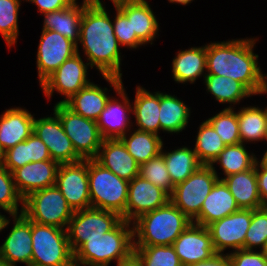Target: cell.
Segmentation results:
<instances>
[{"label":"cell","mask_w":267,"mask_h":266,"mask_svg":"<svg viewBox=\"0 0 267 266\" xmlns=\"http://www.w3.org/2000/svg\"><path fill=\"white\" fill-rule=\"evenodd\" d=\"M106 4L88 3L80 22L77 53L101 75L122 77L121 46L113 30L112 15ZM81 46V48H79ZM82 49V50H81ZM82 51V52H80Z\"/></svg>","instance_id":"obj_1"},{"label":"cell","mask_w":267,"mask_h":266,"mask_svg":"<svg viewBox=\"0 0 267 266\" xmlns=\"http://www.w3.org/2000/svg\"><path fill=\"white\" fill-rule=\"evenodd\" d=\"M259 37L206 43V74L225 76L242 83L254 96L264 92L267 73L255 53Z\"/></svg>","instance_id":"obj_2"},{"label":"cell","mask_w":267,"mask_h":266,"mask_svg":"<svg viewBox=\"0 0 267 266\" xmlns=\"http://www.w3.org/2000/svg\"><path fill=\"white\" fill-rule=\"evenodd\" d=\"M192 223L171 201L132 222L134 246L173 245Z\"/></svg>","instance_id":"obj_3"},{"label":"cell","mask_w":267,"mask_h":266,"mask_svg":"<svg viewBox=\"0 0 267 266\" xmlns=\"http://www.w3.org/2000/svg\"><path fill=\"white\" fill-rule=\"evenodd\" d=\"M133 251V225L123 219L101 238L87 239L74 252V263L76 266H109Z\"/></svg>","instance_id":"obj_4"},{"label":"cell","mask_w":267,"mask_h":266,"mask_svg":"<svg viewBox=\"0 0 267 266\" xmlns=\"http://www.w3.org/2000/svg\"><path fill=\"white\" fill-rule=\"evenodd\" d=\"M91 208L119 214L125 220L129 181L119 178L95 159H88Z\"/></svg>","instance_id":"obj_5"},{"label":"cell","mask_w":267,"mask_h":266,"mask_svg":"<svg viewBox=\"0 0 267 266\" xmlns=\"http://www.w3.org/2000/svg\"><path fill=\"white\" fill-rule=\"evenodd\" d=\"M32 266H76L66 229L31 221Z\"/></svg>","instance_id":"obj_6"},{"label":"cell","mask_w":267,"mask_h":266,"mask_svg":"<svg viewBox=\"0 0 267 266\" xmlns=\"http://www.w3.org/2000/svg\"><path fill=\"white\" fill-rule=\"evenodd\" d=\"M30 221L66 229L74 211L55 186L30 193L23 199V212Z\"/></svg>","instance_id":"obj_7"},{"label":"cell","mask_w":267,"mask_h":266,"mask_svg":"<svg viewBox=\"0 0 267 266\" xmlns=\"http://www.w3.org/2000/svg\"><path fill=\"white\" fill-rule=\"evenodd\" d=\"M52 110L59 117L76 153L83 160L95 159L104 140L97 122L74 113L63 103H55Z\"/></svg>","instance_id":"obj_8"},{"label":"cell","mask_w":267,"mask_h":266,"mask_svg":"<svg viewBox=\"0 0 267 266\" xmlns=\"http://www.w3.org/2000/svg\"><path fill=\"white\" fill-rule=\"evenodd\" d=\"M81 54L76 53L64 61L59 68L50 75L39 87L45 98L51 100L54 93L63 99L56 103H65L83 87L91 83L88 73L93 69Z\"/></svg>","instance_id":"obj_9"},{"label":"cell","mask_w":267,"mask_h":266,"mask_svg":"<svg viewBox=\"0 0 267 266\" xmlns=\"http://www.w3.org/2000/svg\"><path fill=\"white\" fill-rule=\"evenodd\" d=\"M122 220L119 214L103 209L88 208L74 211L66 228L72 252L74 253L87 239L101 238Z\"/></svg>","instance_id":"obj_10"},{"label":"cell","mask_w":267,"mask_h":266,"mask_svg":"<svg viewBox=\"0 0 267 266\" xmlns=\"http://www.w3.org/2000/svg\"><path fill=\"white\" fill-rule=\"evenodd\" d=\"M217 180L210 165H201L185 181L174 186L170 201L193 221Z\"/></svg>","instance_id":"obj_11"},{"label":"cell","mask_w":267,"mask_h":266,"mask_svg":"<svg viewBox=\"0 0 267 266\" xmlns=\"http://www.w3.org/2000/svg\"><path fill=\"white\" fill-rule=\"evenodd\" d=\"M76 53L75 42L58 32L42 29L35 56L39 86Z\"/></svg>","instance_id":"obj_12"},{"label":"cell","mask_w":267,"mask_h":266,"mask_svg":"<svg viewBox=\"0 0 267 266\" xmlns=\"http://www.w3.org/2000/svg\"><path fill=\"white\" fill-rule=\"evenodd\" d=\"M252 220V209L238 211L207 226L217 253L226 254L244 249L245 237ZM229 249V250H228Z\"/></svg>","instance_id":"obj_13"},{"label":"cell","mask_w":267,"mask_h":266,"mask_svg":"<svg viewBox=\"0 0 267 266\" xmlns=\"http://www.w3.org/2000/svg\"><path fill=\"white\" fill-rule=\"evenodd\" d=\"M55 186L61 191L73 211L91 208L88 159L60 164Z\"/></svg>","instance_id":"obj_14"},{"label":"cell","mask_w":267,"mask_h":266,"mask_svg":"<svg viewBox=\"0 0 267 266\" xmlns=\"http://www.w3.org/2000/svg\"><path fill=\"white\" fill-rule=\"evenodd\" d=\"M126 88L123 83L109 98L96 121L103 139H120L133 128L132 102Z\"/></svg>","instance_id":"obj_15"},{"label":"cell","mask_w":267,"mask_h":266,"mask_svg":"<svg viewBox=\"0 0 267 266\" xmlns=\"http://www.w3.org/2000/svg\"><path fill=\"white\" fill-rule=\"evenodd\" d=\"M101 78L107 82L110 88L100 86L92 81L64 104L74 113L86 119L97 121L100 113L104 110L109 98L112 96V93L110 94L111 89L116 92L123 85L121 77L101 75Z\"/></svg>","instance_id":"obj_16"},{"label":"cell","mask_w":267,"mask_h":266,"mask_svg":"<svg viewBox=\"0 0 267 266\" xmlns=\"http://www.w3.org/2000/svg\"><path fill=\"white\" fill-rule=\"evenodd\" d=\"M34 120L35 133L47 146L52 160L59 164L83 160L75 151L72 141L65 134L59 117L54 113Z\"/></svg>","instance_id":"obj_17"},{"label":"cell","mask_w":267,"mask_h":266,"mask_svg":"<svg viewBox=\"0 0 267 266\" xmlns=\"http://www.w3.org/2000/svg\"><path fill=\"white\" fill-rule=\"evenodd\" d=\"M170 195L150 181L137 176L129 181L125 221L132 223L141 215L164 206Z\"/></svg>","instance_id":"obj_18"},{"label":"cell","mask_w":267,"mask_h":266,"mask_svg":"<svg viewBox=\"0 0 267 266\" xmlns=\"http://www.w3.org/2000/svg\"><path fill=\"white\" fill-rule=\"evenodd\" d=\"M12 227L0 245V255L10 266H32L31 221L22 213L12 215Z\"/></svg>","instance_id":"obj_19"},{"label":"cell","mask_w":267,"mask_h":266,"mask_svg":"<svg viewBox=\"0 0 267 266\" xmlns=\"http://www.w3.org/2000/svg\"><path fill=\"white\" fill-rule=\"evenodd\" d=\"M173 246L183 266L208 260L217 253L208 228L195 223L177 237Z\"/></svg>","instance_id":"obj_20"},{"label":"cell","mask_w":267,"mask_h":266,"mask_svg":"<svg viewBox=\"0 0 267 266\" xmlns=\"http://www.w3.org/2000/svg\"><path fill=\"white\" fill-rule=\"evenodd\" d=\"M147 0H125L115 5L131 21L132 34L145 44L152 45L159 38L160 23ZM160 31V32H159Z\"/></svg>","instance_id":"obj_21"},{"label":"cell","mask_w":267,"mask_h":266,"mask_svg":"<svg viewBox=\"0 0 267 266\" xmlns=\"http://www.w3.org/2000/svg\"><path fill=\"white\" fill-rule=\"evenodd\" d=\"M59 165L54 160H45L16 169L12 174L19 195L24 199L34 191L55 185Z\"/></svg>","instance_id":"obj_22"},{"label":"cell","mask_w":267,"mask_h":266,"mask_svg":"<svg viewBox=\"0 0 267 266\" xmlns=\"http://www.w3.org/2000/svg\"><path fill=\"white\" fill-rule=\"evenodd\" d=\"M35 114L25 107L11 106L0 114V148L3 152L25 141L34 130Z\"/></svg>","instance_id":"obj_23"},{"label":"cell","mask_w":267,"mask_h":266,"mask_svg":"<svg viewBox=\"0 0 267 266\" xmlns=\"http://www.w3.org/2000/svg\"><path fill=\"white\" fill-rule=\"evenodd\" d=\"M131 101L133 128L160 136V91H149L138 83L134 99Z\"/></svg>","instance_id":"obj_24"},{"label":"cell","mask_w":267,"mask_h":266,"mask_svg":"<svg viewBox=\"0 0 267 266\" xmlns=\"http://www.w3.org/2000/svg\"><path fill=\"white\" fill-rule=\"evenodd\" d=\"M171 76L181 85L195 84L206 75V43L202 46H190L178 50L172 58Z\"/></svg>","instance_id":"obj_25"},{"label":"cell","mask_w":267,"mask_h":266,"mask_svg":"<svg viewBox=\"0 0 267 266\" xmlns=\"http://www.w3.org/2000/svg\"><path fill=\"white\" fill-rule=\"evenodd\" d=\"M95 160L124 180L139 176V164L120 139H104Z\"/></svg>","instance_id":"obj_26"},{"label":"cell","mask_w":267,"mask_h":266,"mask_svg":"<svg viewBox=\"0 0 267 266\" xmlns=\"http://www.w3.org/2000/svg\"><path fill=\"white\" fill-rule=\"evenodd\" d=\"M239 209L227 185L218 179L204 200L200 214L192 223L207 227Z\"/></svg>","instance_id":"obj_27"},{"label":"cell","mask_w":267,"mask_h":266,"mask_svg":"<svg viewBox=\"0 0 267 266\" xmlns=\"http://www.w3.org/2000/svg\"><path fill=\"white\" fill-rule=\"evenodd\" d=\"M182 98L168 92L160 91V132L169 135L180 134L188 127L192 107Z\"/></svg>","instance_id":"obj_28"},{"label":"cell","mask_w":267,"mask_h":266,"mask_svg":"<svg viewBox=\"0 0 267 266\" xmlns=\"http://www.w3.org/2000/svg\"><path fill=\"white\" fill-rule=\"evenodd\" d=\"M88 3V0H76L67 8L42 14V29L58 32L77 44L83 10Z\"/></svg>","instance_id":"obj_29"},{"label":"cell","mask_w":267,"mask_h":266,"mask_svg":"<svg viewBox=\"0 0 267 266\" xmlns=\"http://www.w3.org/2000/svg\"><path fill=\"white\" fill-rule=\"evenodd\" d=\"M233 195L240 209H260L262 205L256 178L255 165L244 172L236 173L222 179Z\"/></svg>","instance_id":"obj_30"},{"label":"cell","mask_w":267,"mask_h":266,"mask_svg":"<svg viewBox=\"0 0 267 266\" xmlns=\"http://www.w3.org/2000/svg\"><path fill=\"white\" fill-rule=\"evenodd\" d=\"M202 81L206 94H211L219 105L227 104L225 108H235L245 99H251L254 96L242 83L232 80L230 77L206 74Z\"/></svg>","instance_id":"obj_31"},{"label":"cell","mask_w":267,"mask_h":266,"mask_svg":"<svg viewBox=\"0 0 267 266\" xmlns=\"http://www.w3.org/2000/svg\"><path fill=\"white\" fill-rule=\"evenodd\" d=\"M253 105V106H252ZM247 105L237 110L240 141L243 144L267 142V113L266 105Z\"/></svg>","instance_id":"obj_32"},{"label":"cell","mask_w":267,"mask_h":266,"mask_svg":"<svg viewBox=\"0 0 267 266\" xmlns=\"http://www.w3.org/2000/svg\"><path fill=\"white\" fill-rule=\"evenodd\" d=\"M256 158L254 150L253 152L249 151L246 144L226 145L210 166L218 179L222 180L229 175L251 169L255 165ZM217 167H219L220 173Z\"/></svg>","instance_id":"obj_33"},{"label":"cell","mask_w":267,"mask_h":266,"mask_svg":"<svg viewBox=\"0 0 267 266\" xmlns=\"http://www.w3.org/2000/svg\"><path fill=\"white\" fill-rule=\"evenodd\" d=\"M164 148L165 142L162 145L161 153L174 186L185 181L202 165L197 159L194 149L190 147V145L175 146V149L171 148L170 150Z\"/></svg>","instance_id":"obj_34"},{"label":"cell","mask_w":267,"mask_h":266,"mask_svg":"<svg viewBox=\"0 0 267 266\" xmlns=\"http://www.w3.org/2000/svg\"><path fill=\"white\" fill-rule=\"evenodd\" d=\"M120 140L139 165L160 154L164 143L161 136L134 128L122 136Z\"/></svg>","instance_id":"obj_35"},{"label":"cell","mask_w":267,"mask_h":266,"mask_svg":"<svg viewBox=\"0 0 267 266\" xmlns=\"http://www.w3.org/2000/svg\"><path fill=\"white\" fill-rule=\"evenodd\" d=\"M197 129L192 147L202 165H211L226 144L207 120L204 119Z\"/></svg>","instance_id":"obj_36"},{"label":"cell","mask_w":267,"mask_h":266,"mask_svg":"<svg viewBox=\"0 0 267 266\" xmlns=\"http://www.w3.org/2000/svg\"><path fill=\"white\" fill-rule=\"evenodd\" d=\"M25 0H0V35L11 48L17 46L19 38V13Z\"/></svg>","instance_id":"obj_37"},{"label":"cell","mask_w":267,"mask_h":266,"mask_svg":"<svg viewBox=\"0 0 267 266\" xmlns=\"http://www.w3.org/2000/svg\"><path fill=\"white\" fill-rule=\"evenodd\" d=\"M236 108H222L206 118L226 145L241 143Z\"/></svg>","instance_id":"obj_38"},{"label":"cell","mask_w":267,"mask_h":266,"mask_svg":"<svg viewBox=\"0 0 267 266\" xmlns=\"http://www.w3.org/2000/svg\"><path fill=\"white\" fill-rule=\"evenodd\" d=\"M142 266H183L173 245L134 246Z\"/></svg>","instance_id":"obj_39"},{"label":"cell","mask_w":267,"mask_h":266,"mask_svg":"<svg viewBox=\"0 0 267 266\" xmlns=\"http://www.w3.org/2000/svg\"><path fill=\"white\" fill-rule=\"evenodd\" d=\"M0 209L7 215L23 212V198L15 188L13 174L3 165L0 166Z\"/></svg>","instance_id":"obj_40"},{"label":"cell","mask_w":267,"mask_h":266,"mask_svg":"<svg viewBox=\"0 0 267 266\" xmlns=\"http://www.w3.org/2000/svg\"><path fill=\"white\" fill-rule=\"evenodd\" d=\"M139 176L150 181L155 186L172 194L174 185L167 171V166L162 153L139 165Z\"/></svg>","instance_id":"obj_41"},{"label":"cell","mask_w":267,"mask_h":266,"mask_svg":"<svg viewBox=\"0 0 267 266\" xmlns=\"http://www.w3.org/2000/svg\"><path fill=\"white\" fill-rule=\"evenodd\" d=\"M267 241V209L252 210V220L245 237V250L260 251Z\"/></svg>","instance_id":"obj_42"},{"label":"cell","mask_w":267,"mask_h":266,"mask_svg":"<svg viewBox=\"0 0 267 266\" xmlns=\"http://www.w3.org/2000/svg\"><path fill=\"white\" fill-rule=\"evenodd\" d=\"M112 22L113 30L117 37L118 43L122 48H127L129 51L138 50L139 47L146 46L136 34H132L131 21L126 17V15L113 4Z\"/></svg>","instance_id":"obj_43"},{"label":"cell","mask_w":267,"mask_h":266,"mask_svg":"<svg viewBox=\"0 0 267 266\" xmlns=\"http://www.w3.org/2000/svg\"><path fill=\"white\" fill-rule=\"evenodd\" d=\"M28 164L27 139L4 152L3 166L13 173Z\"/></svg>","instance_id":"obj_44"},{"label":"cell","mask_w":267,"mask_h":266,"mask_svg":"<svg viewBox=\"0 0 267 266\" xmlns=\"http://www.w3.org/2000/svg\"><path fill=\"white\" fill-rule=\"evenodd\" d=\"M231 266H267L261 251L240 249L228 253Z\"/></svg>","instance_id":"obj_45"},{"label":"cell","mask_w":267,"mask_h":266,"mask_svg":"<svg viewBox=\"0 0 267 266\" xmlns=\"http://www.w3.org/2000/svg\"><path fill=\"white\" fill-rule=\"evenodd\" d=\"M27 153L28 163L52 160L46 144L35 133L27 138Z\"/></svg>","instance_id":"obj_46"},{"label":"cell","mask_w":267,"mask_h":266,"mask_svg":"<svg viewBox=\"0 0 267 266\" xmlns=\"http://www.w3.org/2000/svg\"><path fill=\"white\" fill-rule=\"evenodd\" d=\"M76 0H25L30 4L36 5L39 15L58 11L67 8Z\"/></svg>","instance_id":"obj_47"},{"label":"cell","mask_w":267,"mask_h":266,"mask_svg":"<svg viewBox=\"0 0 267 266\" xmlns=\"http://www.w3.org/2000/svg\"><path fill=\"white\" fill-rule=\"evenodd\" d=\"M256 178L258 192L263 206L267 205V167L256 160Z\"/></svg>","instance_id":"obj_48"},{"label":"cell","mask_w":267,"mask_h":266,"mask_svg":"<svg viewBox=\"0 0 267 266\" xmlns=\"http://www.w3.org/2000/svg\"><path fill=\"white\" fill-rule=\"evenodd\" d=\"M189 266H231L228 254L216 253L210 259Z\"/></svg>","instance_id":"obj_49"},{"label":"cell","mask_w":267,"mask_h":266,"mask_svg":"<svg viewBox=\"0 0 267 266\" xmlns=\"http://www.w3.org/2000/svg\"><path fill=\"white\" fill-rule=\"evenodd\" d=\"M117 266H142L141 259L133 251L127 258L120 260L116 263Z\"/></svg>","instance_id":"obj_50"},{"label":"cell","mask_w":267,"mask_h":266,"mask_svg":"<svg viewBox=\"0 0 267 266\" xmlns=\"http://www.w3.org/2000/svg\"><path fill=\"white\" fill-rule=\"evenodd\" d=\"M0 210V233L2 231H5V229H8L9 225L12 224V215H4L6 212L5 211H2ZM4 212V213H3Z\"/></svg>","instance_id":"obj_51"},{"label":"cell","mask_w":267,"mask_h":266,"mask_svg":"<svg viewBox=\"0 0 267 266\" xmlns=\"http://www.w3.org/2000/svg\"><path fill=\"white\" fill-rule=\"evenodd\" d=\"M171 4H178L182 6H187L188 4H191L194 0H167Z\"/></svg>","instance_id":"obj_52"},{"label":"cell","mask_w":267,"mask_h":266,"mask_svg":"<svg viewBox=\"0 0 267 266\" xmlns=\"http://www.w3.org/2000/svg\"><path fill=\"white\" fill-rule=\"evenodd\" d=\"M267 143V142H266ZM256 160L262 165V166H266L267 167V149L264 151V153L262 154V157L260 158L257 155Z\"/></svg>","instance_id":"obj_53"},{"label":"cell","mask_w":267,"mask_h":266,"mask_svg":"<svg viewBox=\"0 0 267 266\" xmlns=\"http://www.w3.org/2000/svg\"><path fill=\"white\" fill-rule=\"evenodd\" d=\"M90 3H93V4H106V2H103L104 0H88ZM111 1L112 5L117 3V2H120V1H125V0H109Z\"/></svg>","instance_id":"obj_54"},{"label":"cell","mask_w":267,"mask_h":266,"mask_svg":"<svg viewBox=\"0 0 267 266\" xmlns=\"http://www.w3.org/2000/svg\"><path fill=\"white\" fill-rule=\"evenodd\" d=\"M260 251L262 252L263 257L267 260V241Z\"/></svg>","instance_id":"obj_55"},{"label":"cell","mask_w":267,"mask_h":266,"mask_svg":"<svg viewBox=\"0 0 267 266\" xmlns=\"http://www.w3.org/2000/svg\"><path fill=\"white\" fill-rule=\"evenodd\" d=\"M0 266H10L8 262L0 255Z\"/></svg>","instance_id":"obj_56"},{"label":"cell","mask_w":267,"mask_h":266,"mask_svg":"<svg viewBox=\"0 0 267 266\" xmlns=\"http://www.w3.org/2000/svg\"><path fill=\"white\" fill-rule=\"evenodd\" d=\"M4 164V152L0 148V166Z\"/></svg>","instance_id":"obj_57"},{"label":"cell","mask_w":267,"mask_h":266,"mask_svg":"<svg viewBox=\"0 0 267 266\" xmlns=\"http://www.w3.org/2000/svg\"><path fill=\"white\" fill-rule=\"evenodd\" d=\"M267 95V75H266V79H265V86H264V92L263 95Z\"/></svg>","instance_id":"obj_58"}]
</instances>
